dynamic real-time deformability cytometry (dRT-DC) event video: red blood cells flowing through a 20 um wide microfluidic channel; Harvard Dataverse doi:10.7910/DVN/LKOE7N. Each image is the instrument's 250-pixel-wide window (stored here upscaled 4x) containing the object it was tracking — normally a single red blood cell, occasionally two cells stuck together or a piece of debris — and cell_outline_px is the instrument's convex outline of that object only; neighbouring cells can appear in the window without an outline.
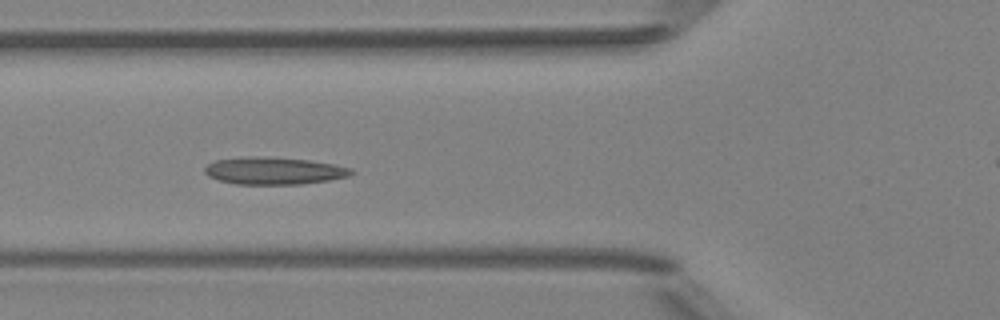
{"species": "Egyptian fruit bat (a non-hibernating species)", "species_latin": "Rousettus aegyptiacus", "temperature_condition": "room temperature", "stored_images_in_passage": 8, "camera_frame_rate_fps": 3000, "um_per_image_px": 0.085, "animal": {"sex": "female"}, "frame": {"image": 1, "passage_image": 6, "time_ms": 1.667, "image_size_px": [1000, 320], "cell_outline_px": [[356, 172], [352, 176], [328, 180], [300, 184], [236, 184], [220, 180], [208, 176], [204, 172], [204, 168], [208, 164], [216, 160], [240, 156], [260, 156], [308, 160], [336, 164], [352, 168]], "centroid_in_image_um": [23.32, 14.51], "position_along_channel_um": 102.5, "area_um2": 23.52}}
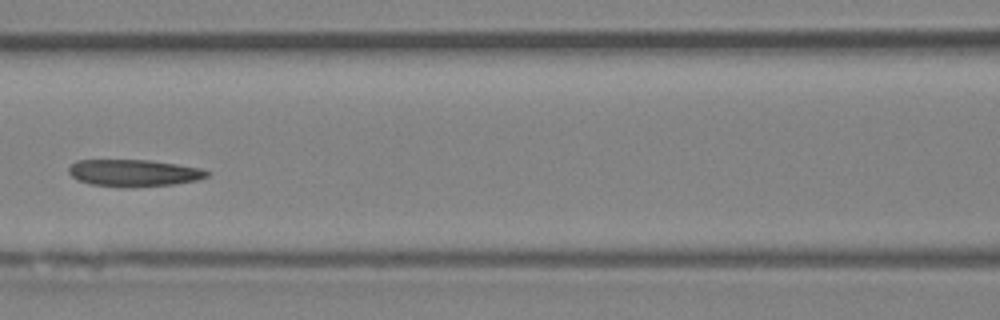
{"frame": {"image": 2, "passage_image": 7, "time_ms": 2.0, "image_size_px": [1000, 320], "cell_outline_px": [[212, 172], [208, 176], [196, 180], [172, 184], [128, 188], [120, 188], [92, 184], [80, 180], [72, 176], [68, 172], [68, 168], [76, 160], [152, 160], [200, 168]], "centroid_in_image_um": [11.38, 14.7], "position_along_channel_um": 155.2, "area_um2": 21.79}}
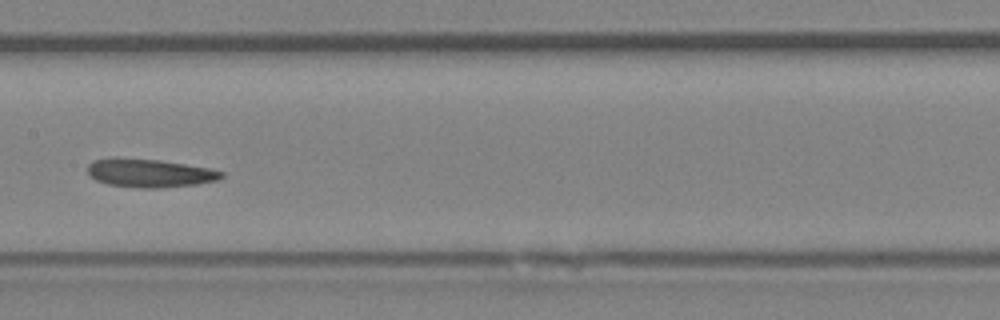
{"frame": {"image": 3, "passage_image": 8, "time_ms": 2.333, "image_size_px": [1000, 320], "cell_outline_px": [[224, 176], [216, 180], [196, 184], [160, 188], [144, 188], [108, 184], [96, 180], [88, 172], [88, 164], [92, 160], [112, 156], [116, 156], [160, 160], [212, 168], [224, 172]], "centroid_in_image_um": [12.7, 14.68], "position_along_channel_um": 194.7, "area_um2": 22.43}}